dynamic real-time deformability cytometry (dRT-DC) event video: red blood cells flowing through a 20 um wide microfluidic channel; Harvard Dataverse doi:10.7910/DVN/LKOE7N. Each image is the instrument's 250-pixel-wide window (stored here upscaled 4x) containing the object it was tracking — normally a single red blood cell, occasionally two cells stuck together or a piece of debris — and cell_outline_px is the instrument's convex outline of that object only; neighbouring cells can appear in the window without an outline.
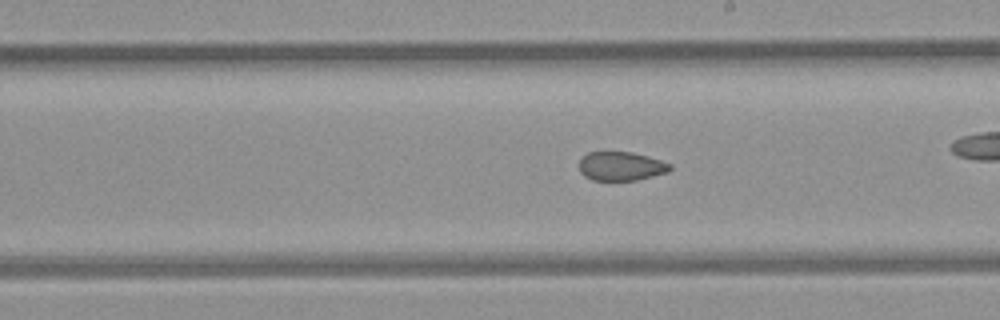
{"species": "common noctule bat (a hibernating species)", "species_latin": "Nyctalus noctula", "temperature_condition": "room temperature", "stored_images_in_passage": 52, "camera_frame_rate_fps": 3000, "um_per_image_px": 0.085, "animal": {"sex": "female", "body_mass_g": 21.9}, "frame": {"image": 1, "passage_image": 30, "time_ms": 9.667, "image_size_px": [1000, 320], "cell_outline_px": [[672, 168], [668, 172], [636, 180], [592, 180], [584, 176], [580, 172], [580, 156], [588, 152], [632, 152], [648, 156], [672, 164]], "centroid_in_image_um": [52.78, 14.12], "position_along_channel_um": 236.2, "area_um2": 15.37}}